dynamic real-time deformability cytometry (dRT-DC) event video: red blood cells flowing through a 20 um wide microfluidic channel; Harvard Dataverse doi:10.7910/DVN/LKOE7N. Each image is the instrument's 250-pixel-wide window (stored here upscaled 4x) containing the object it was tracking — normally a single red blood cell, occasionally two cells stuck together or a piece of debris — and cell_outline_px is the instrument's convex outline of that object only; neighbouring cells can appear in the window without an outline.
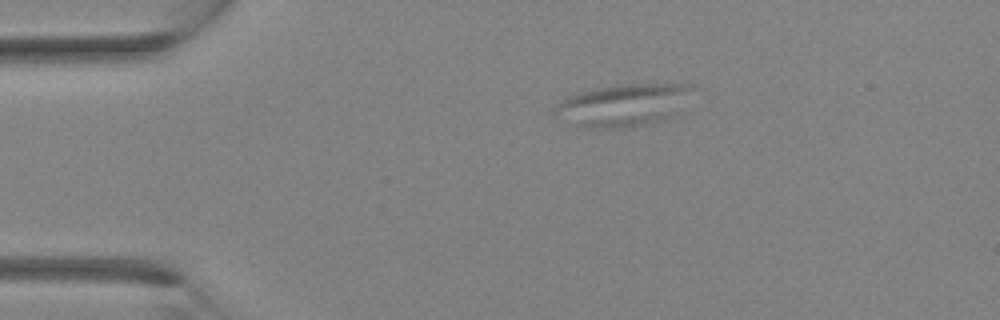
{"species": "Egyptian fruit bat (a non-hibernating species)", "species_latin": "Rousettus aegyptiacus", "temperature_condition": "room temperature", "stored_images_in_passage": 3, "camera_frame_rate_fps": 3000, "um_per_image_px": 0.085, "animal": {"sex": "female"}, "frame": {"image": 1, "passage_image": 2, "time_ms": 0.333, "image_size_px": [1000, 320], "cell_outline_px": [[700, 88], [672, 116], [652, 124], [628, 128], [584, 128], [572, 124], [552, 112], [552, 108], [560, 100], [568, 96], [592, 88], [616, 84], [692, 84]], "centroid_in_image_um": [53.03, 8.92], "position_along_channel_um": 32.0, "area_um2": 34.85}}